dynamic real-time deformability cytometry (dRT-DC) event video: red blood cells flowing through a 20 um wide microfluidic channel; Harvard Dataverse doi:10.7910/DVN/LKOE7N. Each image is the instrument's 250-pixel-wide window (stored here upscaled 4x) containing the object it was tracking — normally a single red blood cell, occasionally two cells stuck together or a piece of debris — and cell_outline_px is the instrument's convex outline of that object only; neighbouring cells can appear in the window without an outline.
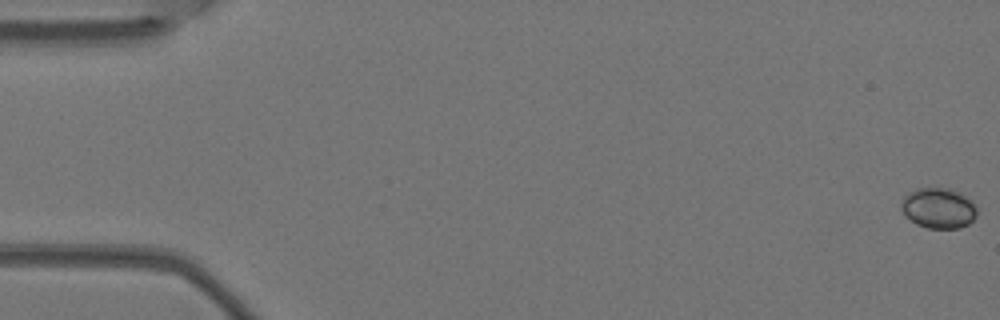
{"species": "Egyptian fruit bat (a non-hibernating species)", "species_latin": "Rousettus aegyptiacus", "temperature_condition": "warm", "stored_images_in_passage": 10, "camera_frame_rate_fps": 3000, "um_per_image_px": 0.085, "animal": {"sex": "female"}, "frame": {"image": 1, "passage_image": 1, "time_ms": 0.0, "image_size_px": [1000, 320], "cell_outline_px": [[976, 216], [968, 224], [960, 228], [928, 228], [916, 224], [900, 208], [900, 204], [904, 196], [908, 192], [916, 188], [952, 188], [960, 192], [972, 200], [976, 208]], "centroid_in_image_um": [79.78, 17.67], "position_along_channel_um": 5.2, "area_um2": 17.92}}
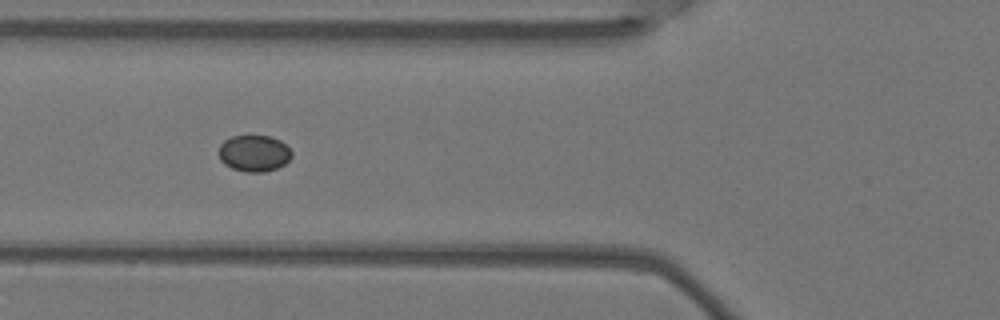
{"frame": {"image": 2, "passage_image": 6, "time_ms": 1.667, "image_size_px": [1000, 320], "cell_outline_px": [[292, 156], [284, 164], [276, 168], [264, 172], [244, 172], [232, 168], [224, 164], [220, 160], [220, 144], [224, 140], [232, 136], [272, 136], [280, 140], [292, 152]], "centroid_in_image_um": [21.59, 13.03], "position_along_channel_um": 104.2, "area_um2": 15.43}}
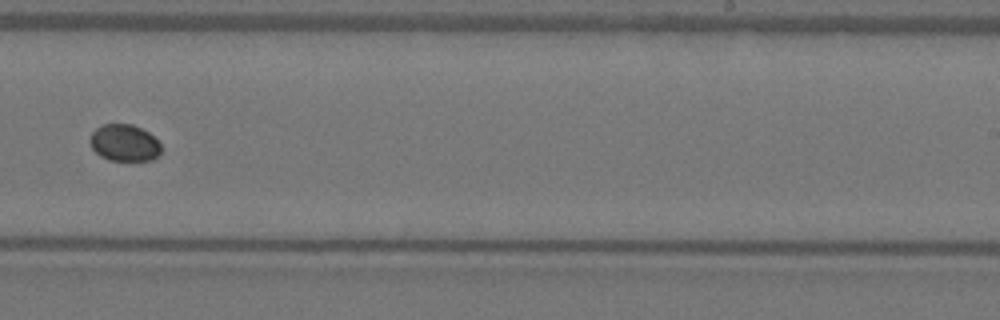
{"frame": {"image": 3, "passage_image": 10, "time_ms": 3.0, "image_size_px": [1000, 320], "cell_outline_px": [[160, 156], [152, 160], [108, 160], [100, 156], [92, 148], [88, 140], [92, 132], [96, 128], [104, 124], [132, 124], [148, 132], [160, 144]], "centroid_in_image_um": [10.55, 12.15], "position_along_channel_um": 278.5, "area_um2": 15.26}}